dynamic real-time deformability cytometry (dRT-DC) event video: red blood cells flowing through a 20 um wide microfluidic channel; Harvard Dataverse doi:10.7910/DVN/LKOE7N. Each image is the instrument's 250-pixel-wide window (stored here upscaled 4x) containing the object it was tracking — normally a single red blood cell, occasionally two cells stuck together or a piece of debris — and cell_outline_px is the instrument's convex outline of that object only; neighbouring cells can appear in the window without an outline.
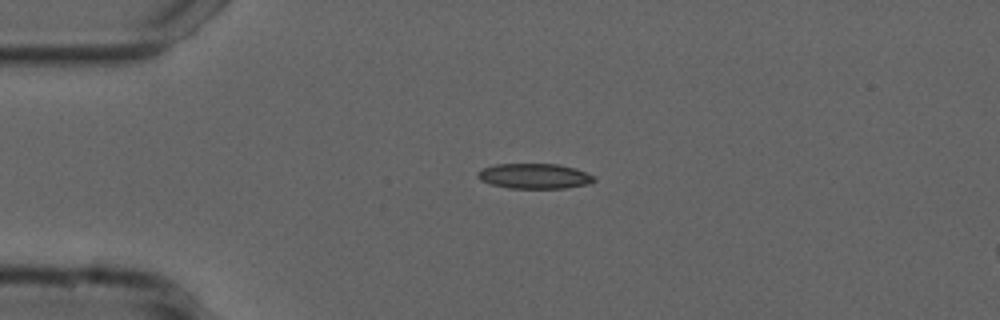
{"species": "common noctule bat (a hibernating species)", "species_latin": "Nyctalus noctula", "temperature_condition": "cold", "stored_images_in_passage": 42, "camera_frame_rate_fps": 3000, "um_per_image_px": 0.085, "animal": {"sex": "male", "forearm_length_mm": 52.5}, "frame": {"image": 1, "passage_image": 1, "time_ms": 0.0, "image_size_px": [1000, 320], "cell_outline_px": [[596, 180], [592, 184], [564, 188], [508, 188], [492, 184], [480, 180], [476, 176], [476, 172], [484, 168], [496, 164], [560, 164], [576, 168], [596, 176]], "centroid_in_image_um": [45.48, 14.97], "position_along_channel_um": 39.5, "area_um2": 17.28}}
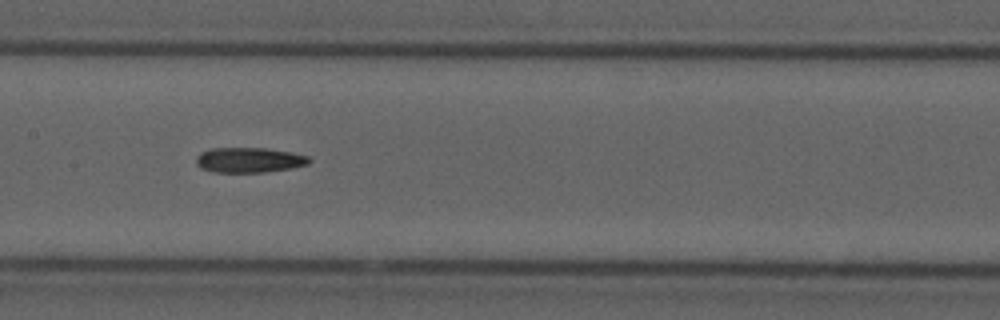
{"frame": {"image": 2, "passage_image": 15, "time_ms": 4.667, "image_size_px": [1000, 320], "cell_outline_px": [[312, 160], [308, 164], [292, 168], [264, 172], [212, 172], [200, 168], [196, 164], [196, 156], [200, 152], [212, 148], [268, 148], [292, 152], [308, 156]], "centroid_in_image_um": [21.17, 13.6], "position_along_channel_um": 186.2, "area_um2": 16.7}}
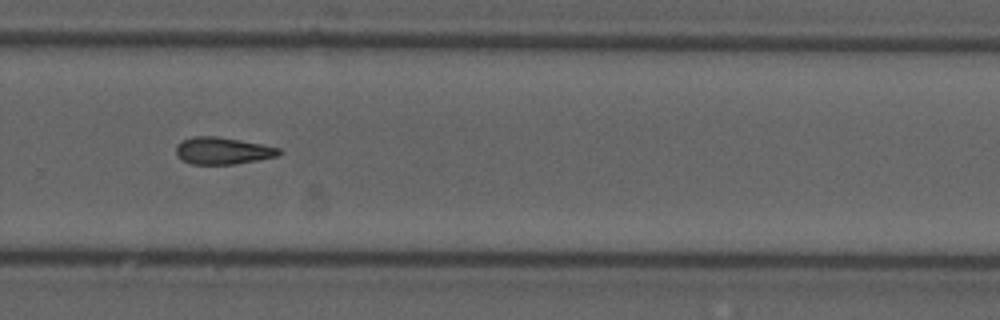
{"frame": {"image": 3, "passage_image": 25, "time_ms": 8.0, "image_size_px": [1000, 320], "cell_outline_px": [[284, 152], [280, 156], [232, 164], [192, 164], [180, 160], [176, 156], [176, 144], [192, 136], [216, 136], [264, 144], [280, 148]], "centroid_in_image_um": [18.94, 12.81], "position_along_channel_um": 310.9, "area_um2": 16.42}}